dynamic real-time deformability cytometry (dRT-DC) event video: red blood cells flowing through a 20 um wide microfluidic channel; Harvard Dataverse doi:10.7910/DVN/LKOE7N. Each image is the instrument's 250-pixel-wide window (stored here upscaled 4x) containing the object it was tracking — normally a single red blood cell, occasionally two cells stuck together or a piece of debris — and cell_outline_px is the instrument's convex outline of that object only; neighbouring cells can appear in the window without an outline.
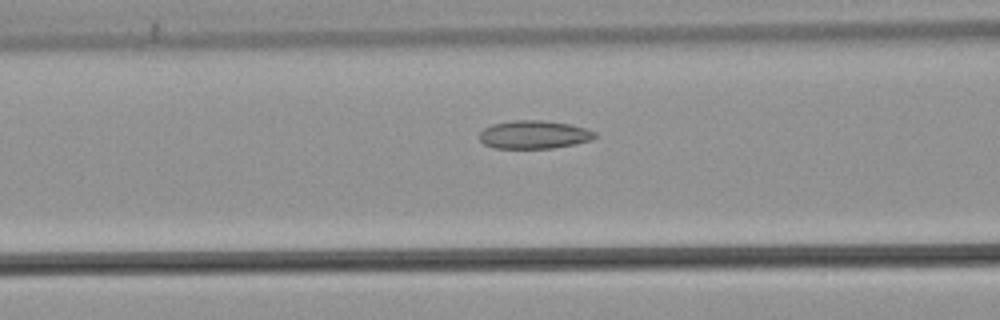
{"species": "common noctule bat (a hibernating species)", "species_latin": "Nyctalus noctula", "temperature_condition": "warm", "stored_images_in_passage": 26, "camera_frame_rate_fps": 3000, "um_per_image_px": 0.085, "animal": {"sex": "male", "body_mass_g": 21.5, "forearm_length_mm": 52.0}, "frame": {"image": 1, "passage_image": 5, "time_ms": 1.333, "image_size_px": [1000, 320], "cell_outline_px": [[596, 136], [592, 140], [552, 148], [496, 148], [484, 144], [480, 140], [480, 132], [484, 128], [492, 124], [516, 120], [544, 120], [568, 124], [588, 128], [596, 132]], "centroid_in_image_um": [45.4, 11.43], "position_along_channel_um": 121.2, "area_um2": 18.9}}
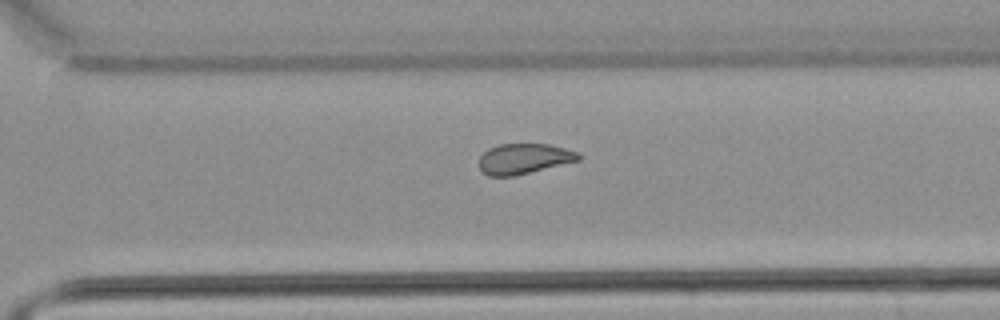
{"frame": {"image": 2, "passage_image": 21, "time_ms": 6.667, "image_size_px": [1000, 320], "cell_outline_px": [[580, 160], [512, 176], [488, 176], [480, 168], [480, 156], [488, 148], [500, 144], [548, 144], [564, 148], [576, 152], [580, 156]], "centroid_in_image_um": [44.51, 13.48], "position_along_channel_um": 326.1, "area_um2": 17.28}}
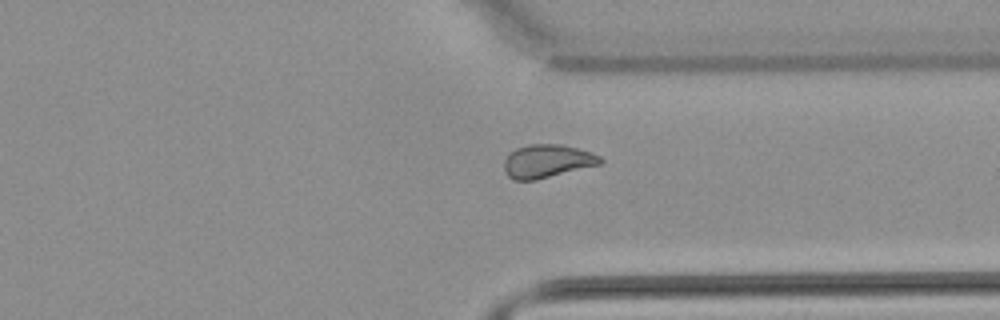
{"frame": {"image": 3, "passage_image": 24, "time_ms": 7.667, "image_size_px": [1000, 320], "cell_outline_px": [[604, 160], [600, 164], [536, 180], [516, 180], [508, 176], [504, 168], [504, 160], [508, 152], [516, 148], [528, 144], [560, 144], [576, 148], [600, 156]], "centroid_in_image_um": [46.47, 13.69], "position_along_channel_um": 364.9, "area_um2": 18.55}}